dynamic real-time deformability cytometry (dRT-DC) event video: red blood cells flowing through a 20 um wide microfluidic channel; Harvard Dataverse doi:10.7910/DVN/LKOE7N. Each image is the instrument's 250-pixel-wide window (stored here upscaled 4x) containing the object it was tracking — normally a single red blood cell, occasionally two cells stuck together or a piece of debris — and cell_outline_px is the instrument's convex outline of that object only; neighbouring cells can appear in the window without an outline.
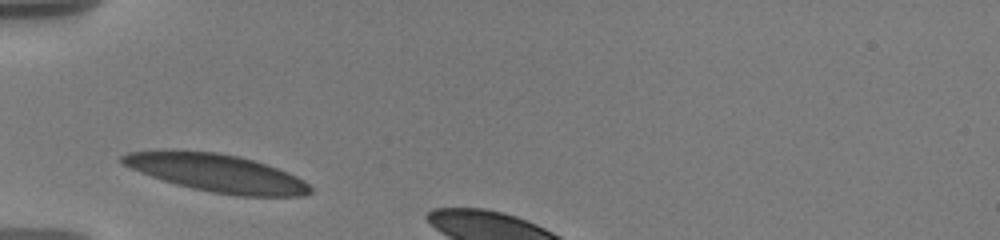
{"species": "human", "species_latin": "Homo sapiens", "temperature_condition": "warm", "stored_images_in_passage": 4, "segment_of_instrument_passage": [1, 2], "camera_frame_rate_fps": 3000, "um_per_image_px": 0.085, "donor": {"sex": "male"}, "frame": {"image": 1, "passage_image": 1, "time_ms": 0.0, "image_size_px": [1000, 240], "cell_outline_px": [[312, 192], [304, 196], [236, 196], [212, 192], [192, 188], [176, 184], [140, 172], [120, 164], [120, 156], [128, 152], [216, 152], [236, 156], [252, 160], [288, 172], [304, 180], [312, 188]], "centroid_in_image_um": [18.48, 14.74], "position_along_channel_um": 66.5, "area_um2": 40.46}}